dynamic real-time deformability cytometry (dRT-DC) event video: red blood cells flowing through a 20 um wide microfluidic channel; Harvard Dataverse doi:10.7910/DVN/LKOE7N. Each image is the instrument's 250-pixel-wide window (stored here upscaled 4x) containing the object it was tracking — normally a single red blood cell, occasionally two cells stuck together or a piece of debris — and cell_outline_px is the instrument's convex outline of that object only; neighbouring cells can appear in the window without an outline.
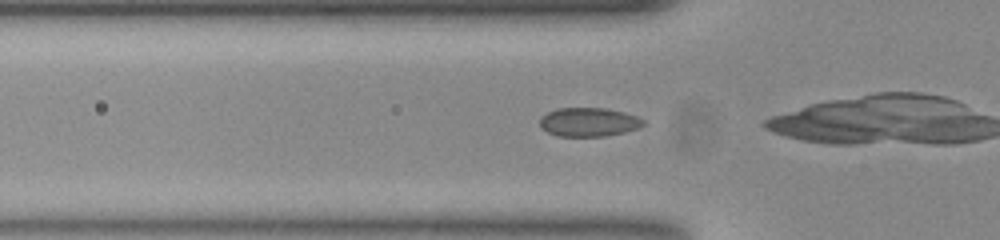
{"species": "common noctule bat (a hibernating species)", "species_latin": "Nyctalus noctula", "temperature_condition": "room temperature", "stored_images_in_passage": 26, "camera_frame_rate_fps": 3000, "um_per_image_px": 0.085, "animal": {"sex": "female", "body_mass_g": 23.0, "forearm_length_mm": 53.4}, "frame": {"image": 1, "passage_image": 2, "time_ms": 0.333, "image_size_px": [1000, 240], "cell_outline_px": [[644, 124], [636, 128], [624, 132], [604, 136], [556, 136], [540, 128], [540, 116], [556, 108], [604, 108], [624, 112], [636, 116], [644, 120]], "centroid_in_image_um": [49.99, 10.37], "position_along_channel_um": 75.8, "area_um2": 17.34}}
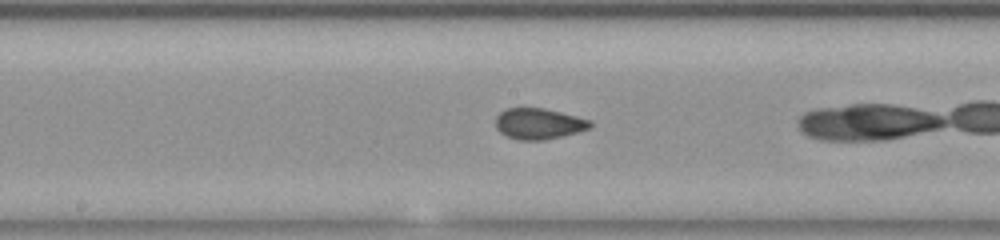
{"frame": {"image": 2, "passage_image": 12, "time_ms": 3.667, "image_size_px": [1000, 240], "cell_outline_px": [[592, 128], [544, 140], [520, 140], [508, 136], [500, 132], [496, 128], [496, 116], [504, 108], [544, 108], [592, 120]], "centroid_in_image_um": [45.79, 10.5], "position_along_channel_um": 202.4, "area_um2": 16.99}}
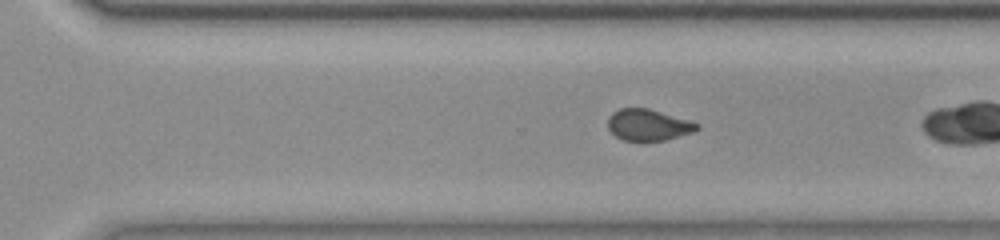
{"frame": {"image": 3, "passage_image": 21, "time_ms": 6.667, "image_size_px": [1000, 240], "cell_outline_px": [[700, 128], [692, 132], [664, 140], [624, 140], [616, 136], [608, 128], [608, 116], [612, 112], [620, 108], [648, 108], [688, 120], [700, 124]], "centroid_in_image_um": [55.08, 10.6], "position_along_channel_um": 315.5, "area_um2": 16.07}}